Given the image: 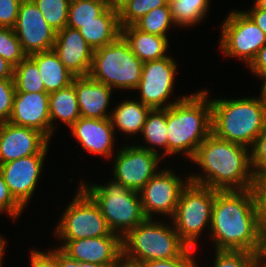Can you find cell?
Returning <instances> with one entry per match:
<instances>
[{
  "label": "cell",
  "mask_w": 266,
  "mask_h": 267,
  "mask_svg": "<svg viewBox=\"0 0 266 267\" xmlns=\"http://www.w3.org/2000/svg\"><path fill=\"white\" fill-rule=\"evenodd\" d=\"M209 229L216 250L261 254L263 230L257 188L215 190Z\"/></svg>",
  "instance_id": "obj_1"
},
{
  "label": "cell",
  "mask_w": 266,
  "mask_h": 267,
  "mask_svg": "<svg viewBox=\"0 0 266 267\" xmlns=\"http://www.w3.org/2000/svg\"><path fill=\"white\" fill-rule=\"evenodd\" d=\"M191 161L204 172V176H189L192 183L218 191L247 190L257 185L250 148L220 139L213 133L198 147Z\"/></svg>",
  "instance_id": "obj_2"
},
{
  "label": "cell",
  "mask_w": 266,
  "mask_h": 267,
  "mask_svg": "<svg viewBox=\"0 0 266 267\" xmlns=\"http://www.w3.org/2000/svg\"><path fill=\"white\" fill-rule=\"evenodd\" d=\"M168 156L183 153L190 160L212 133L211 100L208 91L187 95L167 108Z\"/></svg>",
  "instance_id": "obj_3"
},
{
  "label": "cell",
  "mask_w": 266,
  "mask_h": 267,
  "mask_svg": "<svg viewBox=\"0 0 266 267\" xmlns=\"http://www.w3.org/2000/svg\"><path fill=\"white\" fill-rule=\"evenodd\" d=\"M211 122L218 138L252 148L266 123V105L258 97L211 99Z\"/></svg>",
  "instance_id": "obj_4"
},
{
  "label": "cell",
  "mask_w": 266,
  "mask_h": 267,
  "mask_svg": "<svg viewBox=\"0 0 266 267\" xmlns=\"http://www.w3.org/2000/svg\"><path fill=\"white\" fill-rule=\"evenodd\" d=\"M80 183L99 206L109 228L121 238L147 219L139 192L130 190L115 180L103 186Z\"/></svg>",
  "instance_id": "obj_5"
},
{
  "label": "cell",
  "mask_w": 266,
  "mask_h": 267,
  "mask_svg": "<svg viewBox=\"0 0 266 267\" xmlns=\"http://www.w3.org/2000/svg\"><path fill=\"white\" fill-rule=\"evenodd\" d=\"M187 248L173 225L153 219H146L122 238V254L141 263L179 257Z\"/></svg>",
  "instance_id": "obj_6"
},
{
  "label": "cell",
  "mask_w": 266,
  "mask_h": 267,
  "mask_svg": "<svg viewBox=\"0 0 266 267\" xmlns=\"http://www.w3.org/2000/svg\"><path fill=\"white\" fill-rule=\"evenodd\" d=\"M143 62L120 36L107 46L94 50L89 76L113 88L135 90L142 75Z\"/></svg>",
  "instance_id": "obj_7"
},
{
  "label": "cell",
  "mask_w": 266,
  "mask_h": 267,
  "mask_svg": "<svg viewBox=\"0 0 266 267\" xmlns=\"http://www.w3.org/2000/svg\"><path fill=\"white\" fill-rule=\"evenodd\" d=\"M214 200L215 189L210 187L189 182L182 190L170 219L180 239L188 247L194 249L204 228L210 227Z\"/></svg>",
  "instance_id": "obj_8"
},
{
  "label": "cell",
  "mask_w": 266,
  "mask_h": 267,
  "mask_svg": "<svg viewBox=\"0 0 266 267\" xmlns=\"http://www.w3.org/2000/svg\"><path fill=\"white\" fill-rule=\"evenodd\" d=\"M56 225V237L62 241L90 237L119 236L109 228L105 217L92 197L81 187Z\"/></svg>",
  "instance_id": "obj_9"
},
{
  "label": "cell",
  "mask_w": 266,
  "mask_h": 267,
  "mask_svg": "<svg viewBox=\"0 0 266 267\" xmlns=\"http://www.w3.org/2000/svg\"><path fill=\"white\" fill-rule=\"evenodd\" d=\"M221 26L222 53L241 58L249 66L266 44V34L243 11L233 10Z\"/></svg>",
  "instance_id": "obj_10"
},
{
  "label": "cell",
  "mask_w": 266,
  "mask_h": 267,
  "mask_svg": "<svg viewBox=\"0 0 266 267\" xmlns=\"http://www.w3.org/2000/svg\"><path fill=\"white\" fill-rule=\"evenodd\" d=\"M177 63L169 56L143 63L140 82L135 90L140 91V101L151 109H166L186 98L166 102L174 87ZM168 103V104H167Z\"/></svg>",
  "instance_id": "obj_11"
},
{
  "label": "cell",
  "mask_w": 266,
  "mask_h": 267,
  "mask_svg": "<svg viewBox=\"0 0 266 267\" xmlns=\"http://www.w3.org/2000/svg\"><path fill=\"white\" fill-rule=\"evenodd\" d=\"M173 172L161 169L139 191L147 219H153L155 213L173 217L181 192L190 182L189 177L184 182Z\"/></svg>",
  "instance_id": "obj_12"
},
{
  "label": "cell",
  "mask_w": 266,
  "mask_h": 267,
  "mask_svg": "<svg viewBox=\"0 0 266 267\" xmlns=\"http://www.w3.org/2000/svg\"><path fill=\"white\" fill-rule=\"evenodd\" d=\"M113 165L115 181L128 189L139 192L158 172L161 154H157L139 145H128L121 148Z\"/></svg>",
  "instance_id": "obj_13"
},
{
  "label": "cell",
  "mask_w": 266,
  "mask_h": 267,
  "mask_svg": "<svg viewBox=\"0 0 266 267\" xmlns=\"http://www.w3.org/2000/svg\"><path fill=\"white\" fill-rule=\"evenodd\" d=\"M27 56L53 49L56 32L32 0H23L13 28Z\"/></svg>",
  "instance_id": "obj_14"
},
{
  "label": "cell",
  "mask_w": 266,
  "mask_h": 267,
  "mask_svg": "<svg viewBox=\"0 0 266 267\" xmlns=\"http://www.w3.org/2000/svg\"><path fill=\"white\" fill-rule=\"evenodd\" d=\"M50 140L40 131L0 123V165L35 154H47Z\"/></svg>",
  "instance_id": "obj_15"
},
{
  "label": "cell",
  "mask_w": 266,
  "mask_h": 267,
  "mask_svg": "<svg viewBox=\"0 0 266 267\" xmlns=\"http://www.w3.org/2000/svg\"><path fill=\"white\" fill-rule=\"evenodd\" d=\"M57 248L77 262L113 267L122 255V238L103 236L75 239L63 241L62 246Z\"/></svg>",
  "instance_id": "obj_16"
},
{
  "label": "cell",
  "mask_w": 266,
  "mask_h": 267,
  "mask_svg": "<svg viewBox=\"0 0 266 267\" xmlns=\"http://www.w3.org/2000/svg\"><path fill=\"white\" fill-rule=\"evenodd\" d=\"M45 155H30L0 165V172L10 193L23 208L26 207L36 189Z\"/></svg>",
  "instance_id": "obj_17"
},
{
  "label": "cell",
  "mask_w": 266,
  "mask_h": 267,
  "mask_svg": "<svg viewBox=\"0 0 266 267\" xmlns=\"http://www.w3.org/2000/svg\"><path fill=\"white\" fill-rule=\"evenodd\" d=\"M53 50L72 75H89L94 49L87 44L78 29L66 26L57 32Z\"/></svg>",
  "instance_id": "obj_18"
},
{
  "label": "cell",
  "mask_w": 266,
  "mask_h": 267,
  "mask_svg": "<svg viewBox=\"0 0 266 267\" xmlns=\"http://www.w3.org/2000/svg\"><path fill=\"white\" fill-rule=\"evenodd\" d=\"M8 122L30 127L51 139L48 93H15Z\"/></svg>",
  "instance_id": "obj_19"
},
{
  "label": "cell",
  "mask_w": 266,
  "mask_h": 267,
  "mask_svg": "<svg viewBox=\"0 0 266 267\" xmlns=\"http://www.w3.org/2000/svg\"><path fill=\"white\" fill-rule=\"evenodd\" d=\"M70 129L84 150L95 155L112 158L115 130L110 118L80 117Z\"/></svg>",
  "instance_id": "obj_20"
},
{
  "label": "cell",
  "mask_w": 266,
  "mask_h": 267,
  "mask_svg": "<svg viewBox=\"0 0 266 267\" xmlns=\"http://www.w3.org/2000/svg\"><path fill=\"white\" fill-rule=\"evenodd\" d=\"M74 87L81 117H111V113H106L113 92L109 86L97 82L88 75L74 77Z\"/></svg>",
  "instance_id": "obj_21"
},
{
  "label": "cell",
  "mask_w": 266,
  "mask_h": 267,
  "mask_svg": "<svg viewBox=\"0 0 266 267\" xmlns=\"http://www.w3.org/2000/svg\"><path fill=\"white\" fill-rule=\"evenodd\" d=\"M121 36L143 63L168 56L165 54L169 47L168 37L142 32L134 25L121 27Z\"/></svg>",
  "instance_id": "obj_22"
},
{
  "label": "cell",
  "mask_w": 266,
  "mask_h": 267,
  "mask_svg": "<svg viewBox=\"0 0 266 267\" xmlns=\"http://www.w3.org/2000/svg\"><path fill=\"white\" fill-rule=\"evenodd\" d=\"M78 30L94 50L107 46L121 36L119 13L108 7L95 21L83 24Z\"/></svg>",
  "instance_id": "obj_23"
},
{
  "label": "cell",
  "mask_w": 266,
  "mask_h": 267,
  "mask_svg": "<svg viewBox=\"0 0 266 267\" xmlns=\"http://www.w3.org/2000/svg\"><path fill=\"white\" fill-rule=\"evenodd\" d=\"M29 57L38 67L46 93L50 94L72 84L75 76L66 69L53 49Z\"/></svg>",
  "instance_id": "obj_24"
},
{
  "label": "cell",
  "mask_w": 266,
  "mask_h": 267,
  "mask_svg": "<svg viewBox=\"0 0 266 267\" xmlns=\"http://www.w3.org/2000/svg\"><path fill=\"white\" fill-rule=\"evenodd\" d=\"M49 116L51 124V137L53 136L54 127L52 124L55 120L71 127L81 116L76 97L74 79L72 84L61 90L49 94Z\"/></svg>",
  "instance_id": "obj_25"
},
{
  "label": "cell",
  "mask_w": 266,
  "mask_h": 267,
  "mask_svg": "<svg viewBox=\"0 0 266 267\" xmlns=\"http://www.w3.org/2000/svg\"><path fill=\"white\" fill-rule=\"evenodd\" d=\"M150 110L151 108L141 101H123L111 112L110 119L114 130L116 127L124 134H131L134 137L138 132L141 133Z\"/></svg>",
  "instance_id": "obj_26"
},
{
  "label": "cell",
  "mask_w": 266,
  "mask_h": 267,
  "mask_svg": "<svg viewBox=\"0 0 266 267\" xmlns=\"http://www.w3.org/2000/svg\"><path fill=\"white\" fill-rule=\"evenodd\" d=\"M141 134L144 141L149 146H141V148L159 154L156 147L164 148V155H168V128H167V108L166 109H151L146 117L145 124Z\"/></svg>",
  "instance_id": "obj_27"
},
{
  "label": "cell",
  "mask_w": 266,
  "mask_h": 267,
  "mask_svg": "<svg viewBox=\"0 0 266 267\" xmlns=\"http://www.w3.org/2000/svg\"><path fill=\"white\" fill-rule=\"evenodd\" d=\"M210 0H169L174 25L188 27L206 17Z\"/></svg>",
  "instance_id": "obj_28"
},
{
  "label": "cell",
  "mask_w": 266,
  "mask_h": 267,
  "mask_svg": "<svg viewBox=\"0 0 266 267\" xmlns=\"http://www.w3.org/2000/svg\"><path fill=\"white\" fill-rule=\"evenodd\" d=\"M13 79L16 93H46L38 67L29 56L14 67Z\"/></svg>",
  "instance_id": "obj_29"
},
{
  "label": "cell",
  "mask_w": 266,
  "mask_h": 267,
  "mask_svg": "<svg viewBox=\"0 0 266 267\" xmlns=\"http://www.w3.org/2000/svg\"><path fill=\"white\" fill-rule=\"evenodd\" d=\"M107 8L105 0H71L67 26L79 29L83 24L95 21Z\"/></svg>",
  "instance_id": "obj_30"
},
{
  "label": "cell",
  "mask_w": 266,
  "mask_h": 267,
  "mask_svg": "<svg viewBox=\"0 0 266 267\" xmlns=\"http://www.w3.org/2000/svg\"><path fill=\"white\" fill-rule=\"evenodd\" d=\"M174 24L169 3L149 11L134 26L142 32L167 37L166 32Z\"/></svg>",
  "instance_id": "obj_31"
},
{
  "label": "cell",
  "mask_w": 266,
  "mask_h": 267,
  "mask_svg": "<svg viewBox=\"0 0 266 267\" xmlns=\"http://www.w3.org/2000/svg\"><path fill=\"white\" fill-rule=\"evenodd\" d=\"M46 22L57 33L67 26L71 0H32Z\"/></svg>",
  "instance_id": "obj_32"
},
{
  "label": "cell",
  "mask_w": 266,
  "mask_h": 267,
  "mask_svg": "<svg viewBox=\"0 0 266 267\" xmlns=\"http://www.w3.org/2000/svg\"><path fill=\"white\" fill-rule=\"evenodd\" d=\"M169 0H130L118 13L121 27L134 25L149 11L166 6Z\"/></svg>",
  "instance_id": "obj_33"
},
{
  "label": "cell",
  "mask_w": 266,
  "mask_h": 267,
  "mask_svg": "<svg viewBox=\"0 0 266 267\" xmlns=\"http://www.w3.org/2000/svg\"><path fill=\"white\" fill-rule=\"evenodd\" d=\"M213 267H264L261 254L247 251L215 250Z\"/></svg>",
  "instance_id": "obj_34"
},
{
  "label": "cell",
  "mask_w": 266,
  "mask_h": 267,
  "mask_svg": "<svg viewBox=\"0 0 266 267\" xmlns=\"http://www.w3.org/2000/svg\"><path fill=\"white\" fill-rule=\"evenodd\" d=\"M0 56L13 67L19 65L27 57L12 28L0 27Z\"/></svg>",
  "instance_id": "obj_35"
},
{
  "label": "cell",
  "mask_w": 266,
  "mask_h": 267,
  "mask_svg": "<svg viewBox=\"0 0 266 267\" xmlns=\"http://www.w3.org/2000/svg\"><path fill=\"white\" fill-rule=\"evenodd\" d=\"M250 149L254 177L257 181L266 178V123Z\"/></svg>",
  "instance_id": "obj_36"
},
{
  "label": "cell",
  "mask_w": 266,
  "mask_h": 267,
  "mask_svg": "<svg viewBox=\"0 0 266 267\" xmlns=\"http://www.w3.org/2000/svg\"><path fill=\"white\" fill-rule=\"evenodd\" d=\"M16 93L14 79L0 80V123L7 122L11 115Z\"/></svg>",
  "instance_id": "obj_37"
},
{
  "label": "cell",
  "mask_w": 266,
  "mask_h": 267,
  "mask_svg": "<svg viewBox=\"0 0 266 267\" xmlns=\"http://www.w3.org/2000/svg\"><path fill=\"white\" fill-rule=\"evenodd\" d=\"M193 248L188 247L179 257L144 262V267H199L193 256Z\"/></svg>",
  "instance_id": "obj_38"
},
{
  "label": "cell",
  "mask_w": 266,
  "mask_h": 267,
  "mask_svg": "<svg viewBox=\"0 0 266 267\" xmlns=\"http://www.w3.org/2000/svg\"><path fill=\"white\" fill-rule=\"evenodd\" d=\"M0 208L13 219H17L24 208L15 200L9 191L8 185L0 172Z\"/></svg>",
  "instance_id": "obj_39"
},
{
  "label": "cell",
  "mask_w": 266,
  "mask_h": 267,
  "mask_svg": "<svg viewBox=\"0 0 266 267\" xmlns=\"http://www.w3.org/2000/svg\"><path fill=\"white\" fill-rule=\"evenodd\" d=\"M23 0H0V27L14 28Z\"/></svg>",
  "instance_id": "obj_40"
},
{
  "label": "cell",
  "mask_w": 266,
  "mask_h": 267,
  "mask_svg": "<svg viewBox=\"0 0 266 267\" xmlns=\"http://www.w3.org/2000/svg\"><path fill=\"white\" fill-rule=\"evenodd\" d=\"M31 267H58V249L41 252L32 250L30 253Z\"/></svg>",
  "instance_id": "obj_41"
},
{
  "label": "cell",
  "mask_w": 266,
  "mask_h": 267,
  "mask_svg": "<svg viewBox=\"0 0 266 267\" xmlns=\"http://www.w3.org/2000/svg\"><path fill=\"white\" fill-rule=\"evenodd\" d=\"M248 67L259 78L266 75V44L258 51L256 57Z\"/></svg>",
  "instance_id": "obj_42"
},
{
  "label": "cell",
  "mask_w": 266,
  "mask_h": 267,
  "mask_svg": "<svg viewBox=\"0 0 266 267\" xmlns=\"http://www.w3.org/2000/svg\"><path fill=\"white\" fill-rule=\"evenodd\" d=\"M243 12L266 34V10L259 9L254 4L251 10Z\"/></svg>",
  "instance_id": "obj_43"
},
{
  "label": "cell",
  "mask_w": 266,
  "mask_h": 267,
  "mask_svg": "<svg viewBox=\"0 0 266 267\" xmlns=\"http://www.w3.org/2000/svg\"><path fill=\"white\" fill-rule=\"evenodd\" d=\"M256 188L261 208V226H266V178L258 180Z\"/></svg>",
  "instance_id": "obj_44"
},
{
  "label": "cell",
  "mask_w": 266,
  "mask_h": 267,
  "mask_svg": "<svg viewBox=\"0 0 266 267\" xmlns=\"http://www.w3.org/2000/svg\"><path fill=\"white\" fill-rule=\"evenodd\" d=\"M14 67L0 56V80L13 79Z\"/></svg>",
  "instance_id": "obj_45"
},
{
  "label": "cell",
  "mask_w": 266,
  "mask_h": 267,
  "mask_svg": "<svg viewBox=\"0 0 266 267\" xmlns=\"http://www.w3.org/2000/svg\"><path fill=\"white\" fill-rule=\"evenodd\" d=\"M113 267H144L143 263L129 259L123 254L118 258Z\"/></svg>",
  "instance_id": "obj_46"
},
{
  "label": "cell",
  "mask_w": 266,
  "mask_h": 267,
  "mask_svg": "<svg viewBox=\"0 0 266 267\" xmlns=\"http://www.w3.org/2000/svg\"><path fill=\"white\" fill-rule=\"evenodd\" d=\"M58 267H77V261L69 258L58 248Z\"/></svg>",
  "instance_id": "obj_47"
},
{
  "label": "cell",
  "mask_w": 266,
  "mask_h": 267,
  "mask_svg": "<svg viewBox=\"0 0 266 267\" xmlns=\"http://www.w3.org/2000/svg\"><path fill=\"white\" fill-rule=\"evenodd\" d=\"M105 1L110 9L119 12L130 0H105Z\"/></svg>",
  "instance_id": "obj_48"
},
{
  "label": "cell",
  "mask_w": 266,
  "mask_h": 267,
  "mask_svg": "<svg viewBox=\"0 0 266 267\" xmlns=\"http://www.w3.org/2000/svg\"><path fill=\"white\" fill-rule=\"evenodd\" d=\"M261 227L263 230V248L261 252V257H262L263 266L266 267V226H261Z\"/></svg>",
  "instance_id": "obj_49"
},
{
  "label": "cell",
  "mask_w": 266,
  "mask_h": 267,
  "mask_svg": "<svg viewBox=\"0 0 266 267\" xmlns=\"http://www.w3.org/2000/svg\"><path fill=\"white\" fill-rule=\"evenodd\" d=\"M263 79L261 95L259 96L261 101L266 105V75L260 77Z\"/></svg>",
  "instance_id": "obj_50"
},
{
  "label": "cell",
  "mask_w": 266,
  "mask_h": 267,
  "mask_svg": "<svg viewBox=\"0 0 266 267\" xmlns=\"http://www.w3.org/2000/svg\"><path fill=\"white\" fill-rule=\"evenodd\" d=\"M5 248H6L5 238H3L2 235H0V267H2V258Z\"/></svg>",
  "instance_id": "obj_51"
},
{
  "label": "cell",
  "mask_w": 266,
  "mask_h": 267,
  "mask_svg": "<svg viewBox=\"0 0 266 267\" xmlns=\"http://www.w3.org/2000/svg\"><path fill=\"white\" fill-rule=\"evenodd\" d=\"M254 4L259 8L266 10V0H256Z\"/></svg>",
  "instance_id": "obj_52"
},
{
  "label": "cell",
  "mask_w": 266,
  "mask_h": 267,
  "mask_svg": "<svg viewBox=\"0 0 266 267\" xmlns=\"http://www.w3.org/2000/svg\"><path fill=\"white\" fill-rule=\"evenodd\" d=\"M77 267H102L93 263L77 262Z\"/></svg>",
  "instance_id": "obj_53"
}]
</instances>
